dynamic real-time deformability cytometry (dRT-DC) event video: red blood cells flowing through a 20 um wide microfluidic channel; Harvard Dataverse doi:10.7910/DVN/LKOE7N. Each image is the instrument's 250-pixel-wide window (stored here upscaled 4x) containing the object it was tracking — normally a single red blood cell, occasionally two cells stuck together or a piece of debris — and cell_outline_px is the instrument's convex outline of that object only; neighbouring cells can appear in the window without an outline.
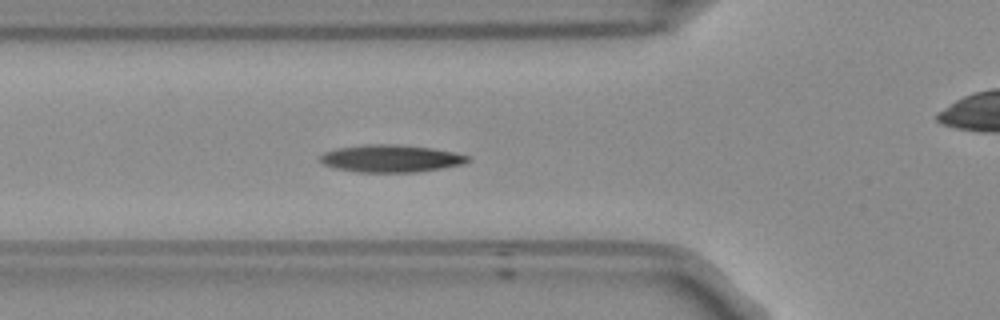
{"species": "Egyptian fruit bat (a non-hibernating species)", "species_latin": "Rousettus aegyptiacus", "temperature_condition": "room temperature", "stored_images_in_passage": 54, "camera_frame_rate_fps": 3000, "um_per_image_px": 0.085, "frame": {"image": 1, "passage_image": 18, "time_ms": 5.667, "image_size_px": [1000, 320], "cell_outline_px": [[472, 160], [464, 164], [416, 172], [356, 172], [336, 168], [324, 164], [320, 160], [320, 156], [324, 152], [336, 148], [368, 144], [396, 144], [432, 148], [452, 152], [468, 156]], "centroid_in_image_um": [33.22, 13.47], "position_along_channel_um": 92.6, "area_um2": 23.47}}
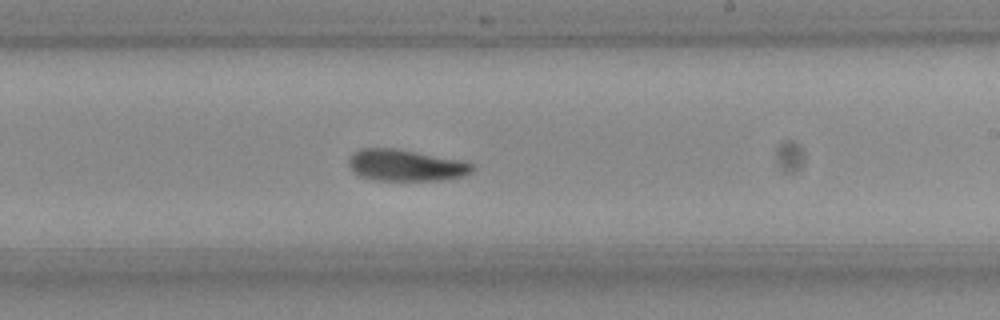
{"frame": {"image": 2, "passage_image": 31, "time_ms": 10.0, "image_size_px": [1000, 320], "cell_outline_px": [[476, 164], [472, 172], [464, 176], [440, 180], [372, 180], [360, 176], [352, 172], [348, 164], [348, 160], [352, 152], [360, 148], [396, 148], [460, 160]], "centroid_in_image_um": [34.46, 14.05], "position_along_channel_um": 254.5, "area_um2": 22.95}}
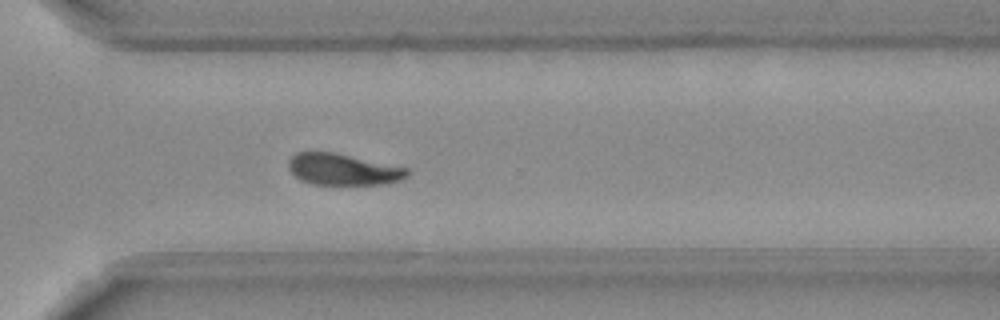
{"frame": {"image": 3, "passage_image": 38, "time_ms": 12.333, "image_size_px": [1000, 320], "cell_outline_px": [[408, 176], [400, 180], [384, 184], [312, 184], [300, 180], [288, 168], [288, 160], [296, 152], [332, 152], [408, 168]], "centroid_in_image_um": [29.13, 14.4], "position_along_channel_um": 341.5, "area_um2": 21.5}, "authors_computed_cell_mechanics": {"area_um2": 22.1085, "velocity_mm_per_s": 3.7295, "shape_relaxation_time_tau1_ms": 7.5372, "shape_relaxation_time_tau2_ms": 5.9034, "deformation_change_tau1": 0.1718, "deformation_change_tau2": 0.126}}